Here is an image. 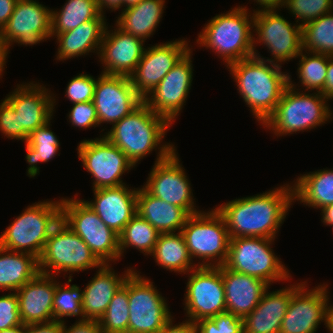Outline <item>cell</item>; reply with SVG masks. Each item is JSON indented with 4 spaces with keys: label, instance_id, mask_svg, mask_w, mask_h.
I'll use <instances>...</instances> for the list:
<instances>
[{
    "label": "cell",
    "instance_id": "9f6ffc18",
    "mask_svg": "<svg viewBox=\"0 0 333 333\" xmlns=\"http://www.w3.org/2000/svg\"><path fill=\"white\" fill-rule=\"evenodd\" d=\"M321 211V221L326 226H333V204L327 205L326 207L320 209Z\"/></svg>",
    "mask_w": 333,
    "mask_h": 333
},
{
    "label": "cell",
    "instance_id": "bcb514c9",
    "mask_svg": "<svg viewBox=\"0 0 333 333\" xmlns=\"http://www.w3.org/2000/svg\"><path fill=\"white\" fill-rule=\"evenodd\" d=\"M0 103V133L19 141V120L13 107L4 99Z\"/></svg>",
    "mask_w": 333,
    "mask_h": 333
},
{
    "label": "cell",
    "instance_id": "f546056e",
    "mask_svg": "<svg viewBox=\"0 0 333 333\" xmlns=\"http://www.w3.org/2000/svg\"><path fill=\"white\" fill-rule=\"evenodd\" d=\"M165 0H141L138 4L122 8L116 25L123 31L142 40L156 31L164 13Z\"/></svg>",
    "mask_w": 333,
    "mask_h": 333
},
{
    "label": "cell",
    "instance_id": "8fae6325",
    "mask_svg": "<svg viewBox=\"0 0 333 333\" xmlns=\"http://www.w3.org/2000/svg\"><path fill=\"white\" fill-rule=\"evenodd\" d=\"M277 9L272 10H253V37L254 56L273 64L282 65V62L296 59L302 49V26L297 22L292 25L281 16ZM297 24V25H296ZM262 43L271 52V59L263 58L256 44ZM274 58V59H272Z\"/></svg>",
    "mask_w": 333,
    "mask_h": 333
},
{
    "label": "cell",
    "instance_id": "ba28073f",
    "mask_svg": "<svg viewBox=\"0 0 333 333\" xmlns=\"http://www.w3.org/2000/svg\"><path fill=\"white\" fill-rule=\"evenodd\" d=\"M77 196L61 198V220L88 245L102 264L119 261V235Z\"/></svg>",
    "mask_w": 333,
    "mask_h": 333
},
{
    "label": "cell",
    "instance_id": "44dd1931",
    "mask_svg": "<svg viewBox=\"0 0 333 333\" xmlns=\"http://www.w3.org/2000/svg\"><path fill=\"white\" fill-rule=\"evenodd\" d=\"M2 33L9 48L40 44L51 38V9L36 0H17Z\"/></svg>",
    "mask_w": 333,
    "mask_h": 333
},
{
    "label": "cell",
    "instance_id": "5bb4252c",
    "mask_svg": "<svg viewBox=\"0 0 333 333\" xmlns=\"http://www.w3.org/2000/svg\"><path fill=\"white\" fill-rule=\"evenodd\" d=\"M77 150L78 159L94 178L93 190L126 184L121 180L123 174L135 168L128 157L105 136L83 139Z\"/></svg>",
    "mask_w": 333,
    "mask_h": 333
},
{
    "label": "cell",
    "instance_id": "ac0fdd59",
    "mask_svg": "<svg viewBox=\"0 0 333 333\" xmlns=\"http://www.w3.org/2000/svg\"><path fill=\"white\" fill-rule=\"evenodd\" d=\"M186 39L145 48L135 71L129 76L136 93L144 99L177 62L191 49ZM189 46V47H188Z\"/></svg>",
    "mask_w": 333,
    "mask_h": 333
},
{
    "label": "cell",
    "instance_id": "f907efd6",
    "mask_svg": "<svg viewBox=\"0 0 333 333\" xmlns=\"http://www.w3.org/2000/svg\"><path fill=\"white\" fill-rule=\"evenodd\" d=\"M320 93L329 100L333 99V56L330 55H328L326 81Z\"/></svg>",
    "mask_w": 333,
    "mask_h": 333
},
{
    "label": "cell",
    "instance_id": "1f68e13d",
    "mask_svg": "<svg viewBox=\"0 0 333 333\" xmlns=\"http://www.w3.org/2000/svg\"><path fill=\"white\" fill-rule=\"evenodd\" d=\"M39 273L38 258L0 247V289L16 292Z\"/></svg>",
    "mask_w": 333,
    "mask_h": 333
},
{
    "label": "cell",
    "instance_id": "c3c4849f",
    "mask_svg": "<svg viewBox=\"0 0 333 333\" xmlns=\"http://www.w3.org/2000/svg\"><path fill=\"white\" fill-rule=\"evenodd\" d=\"M26 333H63V322L28 324L26 325Z\"/></svg>",
    "mask_w": 333,
    "mask_h": 333
},
{
    "label": "cell",
    "instance_id": "5b68a950",
    "mask_svg": "<svg viewBox=\"0 0 333 333\" xmlns=\"http://www.w3.org/2000/svg\"><path fill=\"white\" fill-rule=\"evenodd\" d=\"M288 73V86L273 114L262 125L275 136H286L317 128L332 118V111L326 97L320 92L301 91ZM293 82V83H292ZM297 88V89H296ZM300 90V91H299Z\"/></svg>",
    "mask_w": 333,
    "mask_h": 333
},
{
    "label": "cell",
    "instance_id": "d590c367",
    "mask_svg": "<svg viewBox=\"0 0 333 333\" xmlns=\"http://www.w3.org/2000/svg\"><path fill=\"white\" fill-rule=\"evenodd\" d=\"M159 234L148 221L136 213L119 234L120 258L126 248L130 247H134L140 253H143L144 256L151 255Z\"/></svg>",
    "mask_w": 333,
    "mask_h": 333
},
{
    "label": "cell",
    "instance_id": "f6af8a7d",
    "mask_svg": "<svg viewBox=\"0 0 333 333\" xmlns=\"http://www.w3.org/2000/svg\"><path fill=\"white\" fill-rule=\"evenodd\" d=\"M22 324L16 292L0 296V331Z\"/></svg>",
    "mask_w": 333,
    "mask_h": 333
},
{
    "label": "cell",
    "instance_id": "74e56055",
    "mask_svg": "<svg viewBox=\"0 0 333 333\" xmlns=\"http://www.w3.org/2000/svg\"><path fill=\"white\" fill-rule=\"evenodd\" d=\"M305 53V54H304ZM297 73L304 91L321 92L327 75L328 55L301 51Z\"/></svg>",
    "mask_w": 333,
    "mask_h": 333
},
{
    "label": "cell",
    "instance_id": "484cf974",
    "mask_svg": "<svg viewBox=\"0 0 333 333\" xmlns=\"http://www.w3.org/2000/svg\"><path fill=\"white\" fill-rule=\"evenodd\" d=\"M226 312L244 318L258 305L269 285L253 276L221 266Z\"/></svg>",
    "mask_w": 333,
    "mask_h": 333
},
{
    "label": "cell",
    "instance_id": "7c38bea8",
    "mask_svg": "<svg viewBox=\"0 0 333 333\" xmlns=\"http://www.w3.org/2000/svg\"><path fill=\"white\" fill-rule=\"evenodd\" d=\"M134 269L128 276V333H159L173 318L166 299Z\"/></svg>",
    "mask_w": 333,
    "mask_h": 333
},
{
    "label": "cell",
    "instance_id": "f1b7e54d",
    "mask_svg": "<svg viewBox=\"0 0 333 333\" xmlns=\"http://www.w3.org/2000/svg\"><path fill=\"white\" fill-rule=\"evenodd\" d=\"M137 213L160 234L180 232L191 216L185 209L152 196L143 187L137 191Z\"/></svg>",
    "mask_w": 333,
    "mask_h": 333
},
{
    "label": "cell",
    "instance_id": "7bdbcfd3",
    "mask_svg": "<svg viewBox=\"0 0 333 333\" xmlns=\"http://www.w3.org/2000/svg\"><path fill=\"white\" fill-rule=\"evenodd\" d=\"M96 82L89 74H78L68 82L65 97L72 104L93 101Z\"/></svg>",
    "mask_w": 333,
    "mask_h": 333
},
{
    "label": "cell",
    "instance_id": "b9f144b4",
    "mask_svg": "<svg viewBox=\"0 0 333 333\" xmlns=\"http://www.w3.org/2000/svg\"><path fill=\"white\" fill-rule=\"evenodd\" d=\"M198 333H244L243 318L224 312L196 322Z\"/></svg>",
    "mask_w": 333,
    "mask_h": 333
},
{
    "label": "cell",
    "instance_id": "60d3db41",
    "mask_svg": "<svg viewBox=\"0 0 333 333\" xmlns=\"http://www.w3.org/2000/svg\"><path fill=\"white\" fill-rule=\"evenodd\" d=\"M283 7L297 18L295 22L303 26L333 11V0H285Z\"/></svg>",
    "mask_w": 333,
    "mask_h": 333
},
{
    "label": "cell",
    "instance_id": "6da1fadb",
    "mask_svg": "<svg viewBox=\"0 0 333 333\" xmlns=\"http://www.w3.org/2000/svg\"><path fill=\"white\" fill-rule=\"evenodd\" d=\"M292 185V186H291ZM253 196L236 198L216 207L225 219L229 237L275 239L292 206L293 184Z\"/></svg>",
    "mask_w": 333,
    "mask_h": 333
},
{
    "label": "cell",
    "instance_id": "e0dca14e",
    "mask_svg": "<svg viewBox=\"0 0 333 333\" xmlns=\"http://www.w3.org/2000/svg\"><path fill=\"white\" fill-rule=\"evenodd\" d=\"M192 49L159 82L143 102L156 114L166 118L171 124L181 112L193 80Z\"/></svg>",
    "mask_w": 333,
    "mask_h": 333
},
{
    "label": "cell",
    "instance_id": "7402d4cb",
    "mask_svg": "<svg viewBox=\"0 0 333 333\" xmlns=\"http://www.w3.org/2000/svg\"><path fill=\"white\" fill-rule=\"evenodd\" d=\"M115 26L113 30H108L107 25L97 55L104 67L101 73L129 77L144 54L143 42L146 41L123 31L116 24Z\"/></svg>",
    "mask_w": 333,
    "mask_h": 333
},
{
    "label": "cell",
    "instance_id": "836d02e7",
    "mask_svg": "<svg viewBox=\"0 0 333 333\" xmlns=\"http://www.w3.org/2000/svg\"><path fill=\"white\" fill-rule=\"evenodd\" d=\"M93 19H106L97 0H67L59 11L51 9V37Z\"/></svg>",
    "mask_w": 333,
    "mask_h": 333
},
{
    "label": "cell",
    "instance_id": "7a4b0ae2",
    "mask_svg": "<svg viewBox=\"0 0 333 333\" xmlns=\"http://www.w3.org/2000/svg\"><path fill=\"white\" fill-rule=\"evenodd\" d=\"M172 124L163 116L154 113L142 102L129 115L115 123L105 136L137 165L155 149L158 154L155 163L165 160L175 150L173 143H162ZM162 143V144H161Z\"/></svg>",
    "mask_w": 333,
    "mask_h": 333
},
{
    "label": "cell",
    "instance_id": "4316f807",
    "mask_svg": "<svg viewBox=\"0 0 333 333\" xmlns=\"http://www.w3.org/2000/svg\"><path fill=\"white\" fill-rule=\"evenodd\" d=\"M111 265L102 264L83 290V320L99 321L115 293L134 270L129 267L124 271V275H118Z\"/></svg>",
    "mask_w": 333,
    "mask_h": 333
},
{
    "label": "cell",
    "instance_id": "52a82bcc",
    "mask_svg": "<svg viewBox=\"0 0 333 333\" xmlns=\"http://www.w3.org/2000/svg\"><path fill=\"white\" fill-rule=\"evenodd\" d=\"M191 258L197 266L220 267L226 263L230 237L223 216L216 208L191 215L182 227Z\"/></svg>",
    "mask_w": 333,
    "mask_h": 333
},
{
    "label": "cell",
    "instance_id": "8d00e7d4",
    "mask_svg": "<svg viewBox=\"0 0 333 333\" xmlns=\"http://www.w3.org/2000/svg\"><path fill=\"white\" fill-rule=\"evenodd\" d=\"M302 49L333 56V11L302 26Z\"/></svg>",
    "mask_w": 333,
    "mask_h": 333
},
{
    "label": "cell",
    "instance_id": "6f0895ef",
    "mask_svg": "<svg viewBox=\"0 0 333 333\" xmlns=\"http://www.w3.org/2000/svg\"><path fill=\"white\" fill-rule=\"evenodd\" d=\"M0 333H26V325L22 324L9 329H4Z\"/></svg>",
    "mask_w": 333,
    "mask_h": 333
},
{
    "label": "cell",
    "instance_id": "db71d44e",
    "mask_svg": "<svg viewBox=\"0 0 333 333\" xmlns=\"http://www.w3.org/2000/svg\"><path fill=\"white\" fill-rule=\"evenodd\" d=\"M98 7L102 14H105V9L116 11L124 6V0H97ZM112 9V10H111Z\"/></svg>",
    "mask_w": 333,
    "mask_h": 333
},
{
    "label": "cell",
    "instance_id": "7dc6e473",
    "mask_svg": "<svg viewBox=\"0 0 333 333\" xmlns=\"http://www.w3.org/2000/svg\"><path fill=\"white\" fill-rule=\"evenodd\" d=\"M65 324L64 321L63 333H102L100 324L96 320H77L70 327Z\"/></svg>",
    "mask_w": 333,
    "mask_h": 333
},
{
    "label": "cell",
    "instance_id": "9c48e42d",
    "mask_svg": "<svg viewBox=\"0 0 333 333\" xmlns=\"http://www.w3.org/2000/svg\"><path fill=\"white\" fill-rule=\"evenodd\" d=\"M38 264L40 273L58 276V273L69 271V278H72L74 272L102 265L88 245L62 220L52 229Z\"/></svg>",
    "mask_w": 333,
    "mask_h": 333
},
{
    "label": "cell",
    "instance_id": "d6a6232c",
    "mask_svg": "<svg viewBox=\"0 0 333 333\" xmlns=\"http://www.w3.org/2000/svg\"><path fill=\"white\" fill-rule=\"evenodd\" d=\"M150 256L164 269L186 274L197 267L193 262L185 238L180 232L159 234L157 243Z\"/></svg>",
    "mask_w": 333,
    "mask_h": 333
},
{
    "label": "cell",
    "instance_id": "cb8c5ba5",
    "mask_svg": "<svg viewBox=\"0 0 333 333\" xmlns=\"http://www.w3.org/2000/svg\"><path fill=\"white\" fill-rule=\"evenodd\" d=\"M55 278L39 272L16 291L19 315L24 325L54 321L53 296L58 283Z\"/></svg>",
    "mask_w": 333,
    "mask_h": 333
},
{
    "label": "cell",
    "instance_id": "d4e9b609",
    "mask_svg": "<svg viewBox=\"0 0 333 333\" xmlns=\"http://www.w3.org/2000/svg\"><path fill=\"white\" fill-rule=\"evenodd\" d=\"M302 283L272 292L268 287L255 309L243 318L244 333H279L291 296Z\"/></svg>",
    "mask_w": 333,
    "mask_h": 333
},
{
    "label": "cell",
    "instance_id": "816d5d0a",
    "mask_svg": "<svg viewBox=\"0 0 333 333\" xmlns=\"http://www.w3.org/2000/svg\"><path fill=\"white\" fill-rule=\"evenodd\" d=\"M17 0H0V28L7 24L10 16L13 14Z\"/></svg>",
    "mask_w": 333,
    "mask_h": 333
},
{
    "label": "cell",
    "instance_id": "4fadbf2b",
    "mask_svg": "<svg viewBox=\"0 0 333 333\" xmlns=\"http://www.w3.org/2000/svg\"><path fill=\"white\" fill-rule=\"evenodd\" d=\"M306 283L293 292L279 333H316L321 322L330 331L329 286L323 283L309 289Z\"/></svg>",
    "mask_w": 333,
    "mask_h": 333
},
{
    "label": "cell",
    "instance_id": "9a60e30c",
    "mask_svg": "<svg viewBox=\"0 0 333 333\" xmlns=\"http://www.w3.org/2000/svg\"><path fill=\"white\" fill-rule=\"evenodd\" d=\"M184 310L193 323L226 312L225 290L220 267L197 266L187 273Z\"/></svg>",
    "mask_w": 333,
    "mask_h": 333
},
{
    "label": "cell",
    "instance_id": "4dcf8cb0",
    "mask_svg": "<svg viewBox=\"0 0 333 333\" xmlns=\"http://www.w3.org/2000/svg\"><path fill=\"white\" fill-rule=\"evenodd\" d=\"M294 182V183H293ZM293 184V201L322 209L333 204V170L320 169L297 177Z\"/></svg>",
    "mask_w": 333,
    "mask_h": 333
},
{
    "label": "cell",
    "instance_id": "f35d334b",
    "mask_svg": "<svg viewBox=\"0 0 333 333\" xmlns=\"http://www.w3.org/2000/svg\"><path fill=\"white\" fill-rule=\"evenodd\" d=\"M128 277L118 289L99 319L102 333H128L129 321Z\"/></svg>",
    "mask_w": 333,
    "mask_h": 333
},
{
    "label": "cell",
    "instance_id": "11a10c76",
    "mask_svg": "<svg viewBox=\"0 0 333 333\" xmlns=\"http://www.w3.org/2000/svg\"><path fill=\"white\" fill-rule=\"evenodd\" d=\"M285 0H254L260 6V10L282 9Z\"/></svg>",
    "mask_w": 333,
    "mask_h": 333
},
{
    "label": "cell",
    "instance_id": "680465c9",
    "mask_svg": "<svg viewBox=\"0 0 333 333\" xmlns=\"http://www.w3.org/2000/svg\"><path fill=\"white\" fill-rule=\"evenodd\" d=\"M141 0H124V7H130L133 6L135 4H138Z\"/></svg>",
    "mask_w": 333,
    "mask_h": 333
},
{
    "label": "cell",
    "instance_id": "d6986e66",
    "mask_svg": "<svg viewBox=\"0 0 333 333\" xmlns=\"http://www.w3.org/2000/svg\"><path fill=\"white\" fill-rule=\"evenodd\" d=\"M93 102L99 125H114L129 115L143 99L136 93L128 76L101 73L97 78Z\"/></svg>",
    "mask_w": 333,
    "mask_h": 333
},
{
    "label": "cell",
    "instance_id": "3957f363",
    "mask_svg": "<svg viewBox=\"0 0 333 333\" xmlns=\"http://www.w3.org/2000/svg\"><path fill=\"white\" fill-rule=\"evenodd\" d=\"M281 67L256 56L227 66L243 101L261 125L273 114L288 86V73Z\"/></svg>",
    "mask_w": 333,
    "mask_h": 333
},
{
    "label": "cell",
    "instance_id": "ffe728a7",
    "mask_svg": "<svg viewBox=\"0 0 333 333\" xmlns=\"http://www.w3.org/2000/svg\"><path fill=\"white\" fill-rule=\"evenodd\" d=\"M16 87L4 99L18 115L19 140L26 143L30 133L53 118L56 98L39 82L17 84Z\"/></svg>",
    "mask_w": 333,
    "mask_h": 333
},
{
    "label": "cell",
    "instance_id": "91938a15",
    "mask_svg": "<svg viewBox=\"0 0 333 333\" xmlns=\"http://www.w3.org/2000/svg\"><path fill=\"white\" fill-rule=\"evenodd\" d=\"M330 333H333V305H331Z\"/></svg>",
    "mask_w": 333,
    "mask_h": 333
},
{
    "label": "cell",
    "instance_id": "ee69618b",
    "mask_svg": "<svg viewBox=\"0 0 333 333\" xmlns=\"http://www.w3.org/2000/svg\"><path fill=\"white\" fill-rule=\"evenodd\" d=\"M72 106L69 115H67L72 126L83 129L99 126V120L93 101L75 103Z\"/></svg>",
    "mask_w": 333,
    "mask_h": 333
},
{
    "label": "cell",
    "instance_id": "e575fe53",
    "mask_svg": "<svg viewBox=\"0 0 333 333\" xmlns=\"http://www.w3.org/2000/svg\"><path fill=\"white\" fill-rule=\"evenodd\" d=\"M51 121L38 127L28 135L26 145V162L29 164L27 176L35 177L39 174L40 167L37 163L49 162L56 156L59 150V140L55 133L50 130Z\"/></svg>",
    "mask_w": 333,
    "mask_h": 333
},
{
    "label": "cell",
    "instance_id": "2e32d148",
    "mask_svg": "<svg viewBox=\"0 0 333 333\" xmlns=\"http://www.w3.org/2000/svg\"><path fill=\"white\" fill-rule=\"evenodd\" d=\"M183 169L175 150L165 160L154 163L142 187L152 196L181 207L190 215L197 214L202 210L196 209L192 185Z\"/></svg>",
    "mask_w": 333,
    "mask_h": 333
},
{
    "label": "cell",
    "instance_id": "83f0119b",
    "mask_svg": "<svg viewBox=\"0 0 333 333\" xmlns=\"http://www.w3.org/2000/svg\"><path fill=\"white\" fill-rule=\"evenodd\" d=\"M107 25L106 19H93L75 29L57 34L54 37L59 43L56 59L63 61L95 51L98 54Z\"/></svg>",
    "mask_w": 333,
    "mask_h": 333
},
{
    "label": "cell",
    "instance_id": "603a6c76",
    "mask_svg": "<svg viewBox=\"0 0 333 333\" xmlns=\"http://www.w3.org/2000/svg\"><path fill=\"white\" fill-rule=\"evenodd\" d=\"M124 184L93 190L94 200L86 201L99 218L118 235L137 213L138 188Z\"/></svg>",
    "mask_w": 333,
    "mask_h": 333
},
{
    "label": "cell",
    "instance_id": "681fc988",
    "mask_svg": "<svg viewBox=\"0 0 333 333\" xmlns=\"http://www.w3.org/2000/svg\"><path fill=\"white\" fill-rule=\"evenodd\" d=\"M173 318L162 328L159 333H198L196 323L185 320L174 324Z\"/></svg>",
    "mask_w": 333,
    "mask_h": 333
},
{
    "label": "cell",
    "instance_id": "8992f818",
    "mask_svg": "<svg viewBox=\"0 0 333 333\" xmlns=\"http://www.w3.org/2000/svg\"><path fill=\"white\" fill-rule=\"evenodd\" d=\"M60 220L61 199L28 205L1 233L0 247L39 258L52 229Z\"/></svg>",
    "mask_w": 333,
    "mask_h": 333
},
{
    "label": "cell",
    "instance_id": "30bf717a",
    "mask_svg": "<svg viewBox=\"0 0 333 333\" xmlns=\"http://www.w3.org/2000/svg\"><path fill=\"white\" fill-rule=\"evenodd\" d=\"M275 239L236 237L229 242L228 269L256 277L269 286L278 281L290 280L289 270L271 249Z\"/></svg>",
    "mask_w": 333,
    "mask_h": 333
},
{
    "label": "cell",
    "instance_id": "ab89813d",
    "mask_svg": "<svg viewBox=\"0 0 333 333\" xmlns=\"http://www.w3.org/2000/svg\"><path fill=\"white\" fill-rule=\"evenodd\" d=\"M72 278L68 277L65 285L60 281L56 284L53 296V316L54 321L64 322L63 317L79 316L78 320H83L82 301L83 290L78 285H69Z\"/></svg>",
    "mask_w": 333,
    "mask_h": 333
},
{
    "label": "cell",
    "instance_id": "f5cc1de1",
    "mask_svg": "<svg viewBox=\"0 0 333 333\" xmlns=\"http://www.w3.org/2000/svg\"><path fill=\"white\" fill-rule=\"evenodd\" d=\"M9 47L3 37L2 29L0 28V78L3 75L4 67L6 66V58H8Z\"/></svg>",
    "mask_w": 333,
    "mask_h": 333
},
{
    "label": "cell",
    "instance_id": "277c9868",
    "mask_svg": "<svg viewBox=\"0 0 333 333\" xmlns=\"http://www.w3.org/2000/svg\"><path fill=\"white\" fill-rule=\"evenodd\" d=\"M238 6L214 16L198 34L196 44L213 50L225 65L254 56V12Z\"/></svg>",
    "mask_w": 333,
    "mask_h": 333
}]
</instances>
